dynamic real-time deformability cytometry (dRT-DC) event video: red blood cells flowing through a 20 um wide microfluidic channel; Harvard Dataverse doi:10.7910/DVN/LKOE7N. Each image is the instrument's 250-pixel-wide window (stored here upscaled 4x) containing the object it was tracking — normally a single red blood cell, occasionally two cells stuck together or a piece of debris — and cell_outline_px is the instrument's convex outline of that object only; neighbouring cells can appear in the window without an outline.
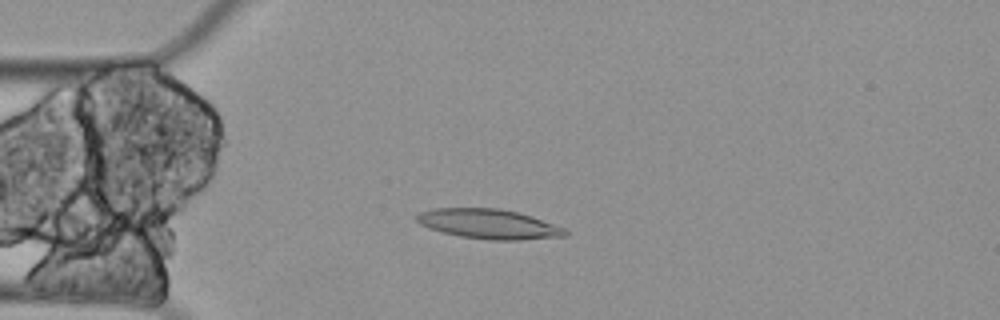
{"species": "Egyptian fruit bat (a non-hibernating species)", "species_latin": "Rousettus aegyptiacus", "temperature_condition": "cold", "stored_images_in_passage": 5, "camera_frame_rate_fps": 3000, "um_per_image_px": 0.085, "animal": {"sex": "female"}, "frame": {"image": 1, "passage_image": 4, "time_ms": 1.0, "image_size_px": [1000, 320], "cell_outline_px": [[568, 236], [520, 240], [488, 240], [460, 236], [428, 228], [420, 224], [416, 220], [416, 216], [420, 212], [432, 208], [500, 208], [532, 216], [564, 228], [568, 232]], "centroid_in_image_um": [41.54, 19.04], "position_along_channel_um": 43.5, "area_um2": 25.72}}